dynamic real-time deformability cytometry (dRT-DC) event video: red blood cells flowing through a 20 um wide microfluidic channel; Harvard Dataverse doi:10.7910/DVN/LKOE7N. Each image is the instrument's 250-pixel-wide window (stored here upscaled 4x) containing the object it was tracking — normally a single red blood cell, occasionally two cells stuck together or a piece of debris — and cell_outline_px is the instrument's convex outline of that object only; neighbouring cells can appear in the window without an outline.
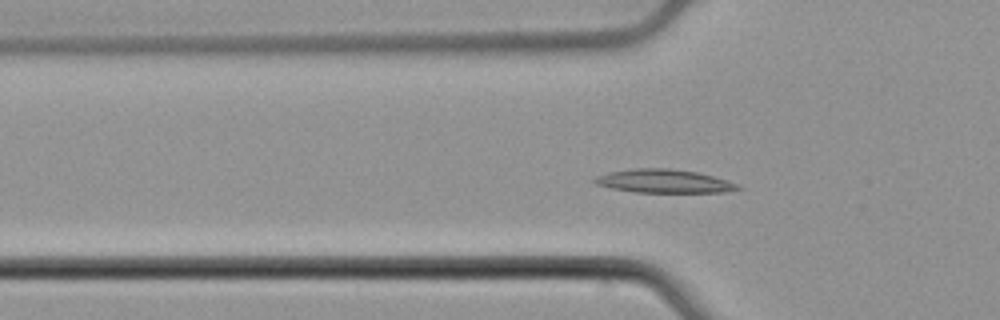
{"species": "common noctule bat (a hibernating species)", "species_latin": "Nyctalus noctula", "temperature_condition": "cold", "stored_images_in_passage": 41, "camera_frame_rate_fps": 3000, "um_per_image_px": 0.085, "animal": {"sex": "male", "body_mass_g": 21.5, "forearm_length_mm": 52.0}, "frame": {"image": 1, "passage_image": 4, "time_ms": 1.0, "image_size_px": [1000, 320], "cell_outline_px": [[744, 188], [724, 192], [636, 192], [612, 188], [596, 184], [592, 180], [596, 176], [608, 172], [632, 168], [668, 168], [696, 172], [728, 180], [740, 184]], "centroid_in_image_um": [56.45, 15.39], "position_along_channel_um": 69.3, "area_um2": 19.59}}
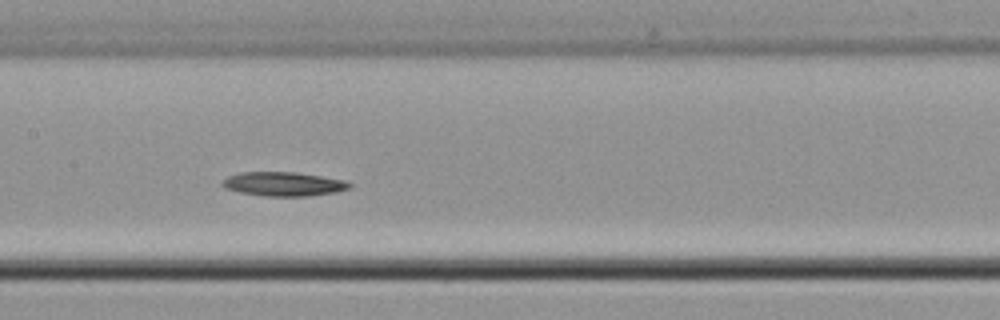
{"frame": {"image": 2, "passage_image": 13, "time_ms": 4.0, "image_size_px": [1000, 320], "cell_outline_px": [[352, 188], [336, 192], [308, 196], [264, 196], [240, 192], [224, 188], [220, 184], [220, 180], [228, 176], [240, 172], [296, 172], [344, 180], [352, 184]], "centroid_in_image_um": [24.07, 15.64], "position_along_channel_um": 183.3, "area_um2": 17.98}}
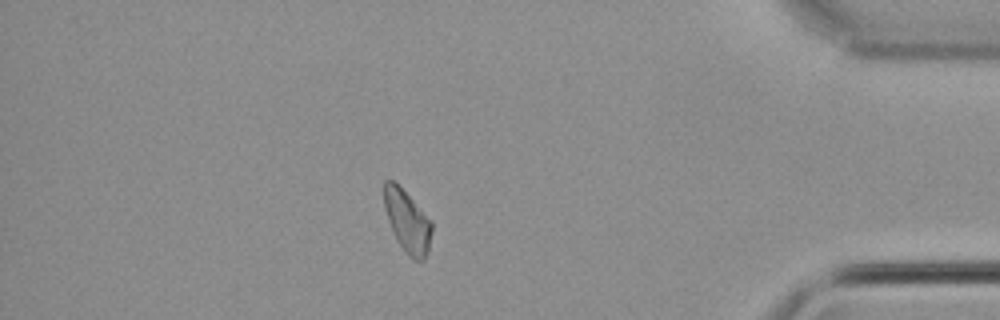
{"frame": {"image": 3, "passage_image": 33, "time_ms": 10.667, "image_size_px": [1000, 320], "cell_outline_px": [[432, 232], [428, 252], [424, 260], [412, 260], [404, 252], [396, 240], [392, 232], [384, 208], [384, 180], [392, 180], [432, 220]], "centroid_in_image_um": [34.62, 18.87], "position_along_channel_um": 400.6, "area_um2": 17.28}, "authors_computed_cell_mechanics": {"area_um2": 17.6868, "velocity_mm_per_s": 3.855, "shape_relaxation_time_tau1_ms": 9.2336, "shape_relaxation_time_tau2_ms": null, "deformation_change_tau1": 0.0862, "deformation_change_tau2": null}}